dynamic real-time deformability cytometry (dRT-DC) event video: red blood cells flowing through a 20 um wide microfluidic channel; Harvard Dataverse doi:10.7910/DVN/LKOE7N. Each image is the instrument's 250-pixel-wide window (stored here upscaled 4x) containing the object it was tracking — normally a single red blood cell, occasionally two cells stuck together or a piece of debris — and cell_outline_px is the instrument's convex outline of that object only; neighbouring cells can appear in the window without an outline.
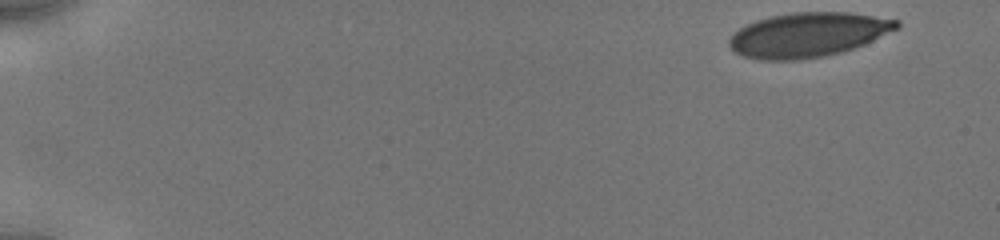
{"species": "human", "species_latin": "Homo sapiens", "temperature_condition": "cold", "stored_images_in_passage": 41, "camera_frame_rate_fps": 3000, "um_per_image_px": 0.085, "donor": {"sex": "male"}, "frame": {"image": 1, "passage_image": 1, "time_ms": 0.0, "image_size_px": [1000, 240], "cell_outline_px": [[900, 28], [856, 48], [824, 56], [800, 60], [760, 60], [744, 56], [736, 52], [728, 44], [728, 40], [740, 28], [756, 20], [772, 16], [792, 12], [848, 12], [900, 20]], "centroid_in_image_um": [68.72, 2.96], "position_along_channel_um": 16.3, "area_um2": 43.41}}
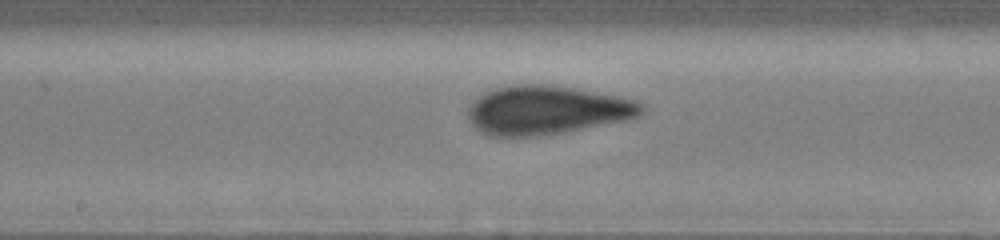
{"frame": {"image": 2, "passage_image": 24, "time_ms": 8.667, "image_size_px": [1000, 240], "cell_outline_px": [[644, 112], [640, 116], [624, 120], [564, 132], [528, 136], [488, 136], [480, 132], [472, 124], [468, 116], [468, 108], [484, 92], [508, 84], [544, 84], [572, 88], [620, 96], [636, 100], [644, 104]], "centroid_in_image_um": [46.48, 9.35], "position_along_channel_um": 201.7, "area_um2": 49.13}}
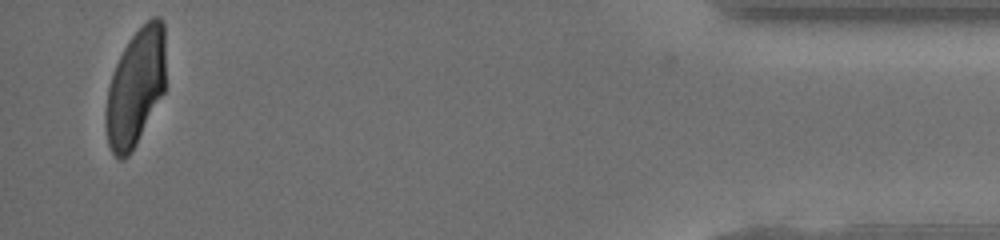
{"frame": {"image": 3, "passage_image": 41, "time_ms": 16.0, "image_size_px": [1000, 240], "cell_outline_px": [[164, 92], [136, 144], [128, 156], [120, 160], [112, 152], [108, 144], [104, 124], [104, 112], [108, 88], [116, 64], [128, 40], [152, 16], [160, 16], [164, 24]], "centroid_in_image_um": [11.5, 7.45], "position_along_channel_um": 423.7, "area_um2": 40.69}, "authors_computed_cell_mechanics": {"area_um2": 44.795, "velocity_mm_per_s": 3.9196, "shape_relaxation_time_tau1_ms": 5.4984, "shape_relaxation_time_tau2_ms": 0.7928, "deformation_change_tau1": 0.1643, "deformation_change_tau2": 0.0535}}